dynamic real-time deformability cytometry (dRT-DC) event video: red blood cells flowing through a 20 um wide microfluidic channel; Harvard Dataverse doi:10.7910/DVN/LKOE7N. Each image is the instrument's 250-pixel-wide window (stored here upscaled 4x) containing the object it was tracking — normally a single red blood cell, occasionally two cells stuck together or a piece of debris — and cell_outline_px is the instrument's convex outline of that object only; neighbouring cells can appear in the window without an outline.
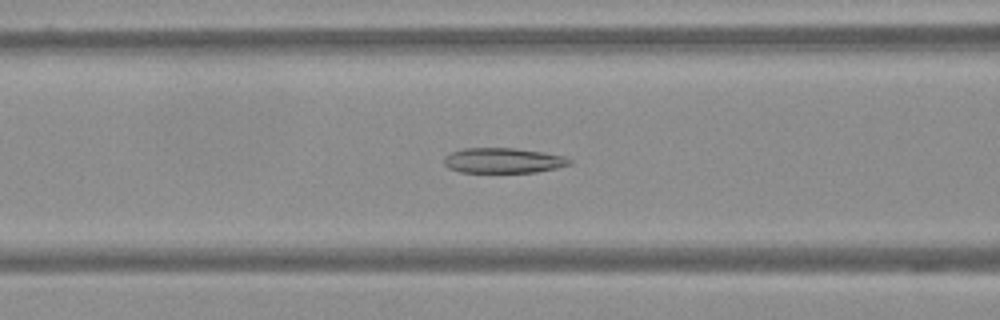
{"species": "Egyptian fruit bat (a non-hibernating species)", "species_latin": "Rousettus aegyptiacus", "temperature_condition": "warm", "stored_images_in_passage": 42, "camera_frame_rate_fps": 3000, "um_per_image_px": 0.085, "frame": {"image": 1, "passage_image": 7, "time_ms": 2.0, "image_size_px": [1000, 320], "cell_outline_px": [[572, 164], [556, 168], [536, 172], [460, 172], [448, 168], [444, 164], [444, 156], [452, 152], [464, 148], [512, 148], [544, 152], [564, 156], [572, 160]], "centroid_in_image_um": [42.77, 13.64], "position_along_channel_um": 123.8, "area_um2": 18.44}}
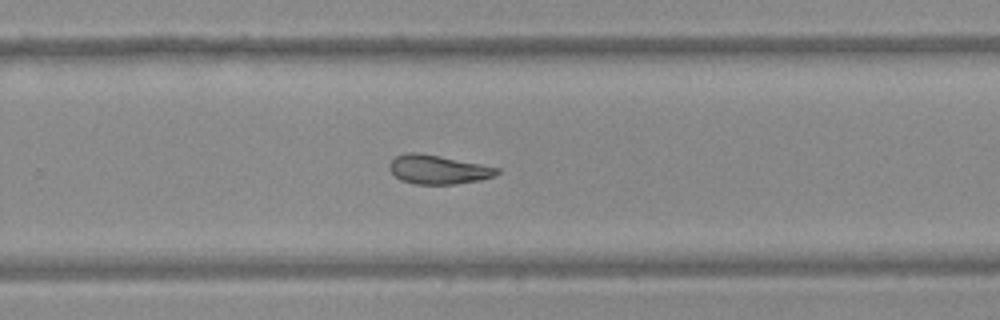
{"frame": {"image": 2, "passage_image": 22, "time_ms": 7.0, "image_size_px": [1000, 320], "cell_outline_px": [[500, 172], [492, 176], [480, 180], [452, 184], [416, 184], [400, 180], [388, 168], [388, 164], [396, 156], [408, 152], [416, 152], [440, 156], [500, 168]], "centroid_in_image_um": [37.21, 14.41], "position_along_channel_um": 292.6, "area_um2": 17.98}}
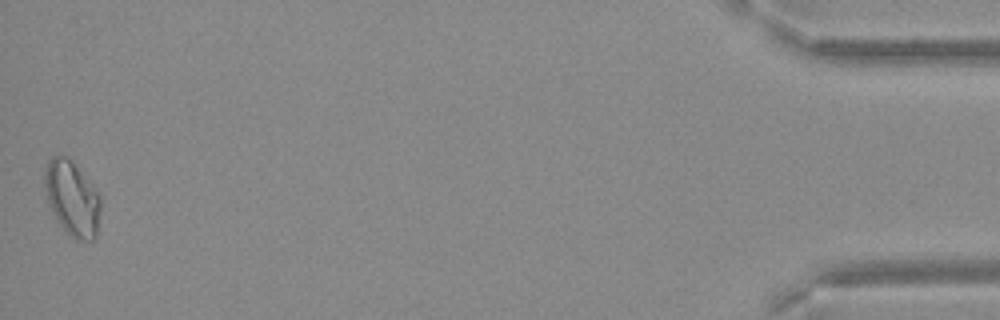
{"frame": {"image": 3, "passage_image": 42, "time_ms": 13.667, "image_size_px": [1000, 320], "cell_outline_px": [[100, 212], [96, 236], [92, 240], [76, 240], [56, 220], [48, 200], [44, 188], [44, 168], [48, 160], [52, 156], [68, 156], [72, 160], [96, 192], [100, 200]], "centroid_in_image_um": [6.1, 16.84], "position_along_channel_um": 429.1, "area_um2": 23.99}}